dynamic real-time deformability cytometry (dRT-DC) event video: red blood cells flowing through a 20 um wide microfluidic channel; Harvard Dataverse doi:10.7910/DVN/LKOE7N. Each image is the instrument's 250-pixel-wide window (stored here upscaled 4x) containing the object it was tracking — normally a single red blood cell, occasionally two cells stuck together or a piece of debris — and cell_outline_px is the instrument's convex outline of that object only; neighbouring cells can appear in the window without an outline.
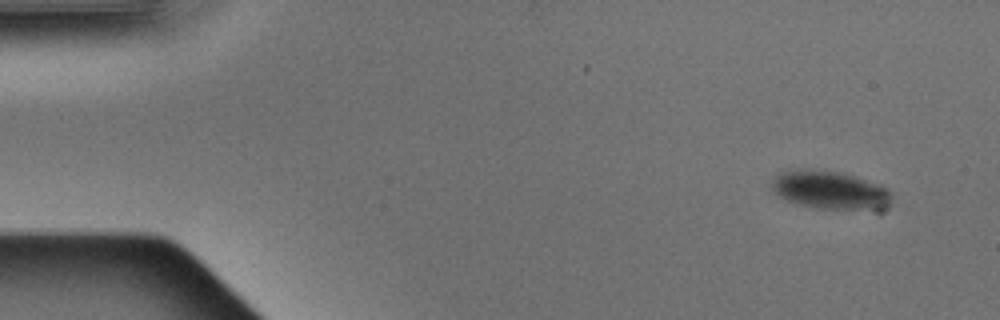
{"species": "Egyptian fruit bat (a non-hibernating species)", "species_latin": "Rousettus aegyptiacus", "temperature_condition": "warm", "stored_images_in_passage": 2, "camera_frame_rate_fps": 3000, "um_per_image_px": 0.085, "animal": {"sex": "male"}, "frame": {"image": 1, "passage_image": 1, "time_ms": 0.0, "image_size_px": [1000, 320], "cell_outline_px": [[896, 196], [888, 208], [880, 212], [876, 212], [816, 208], [800, 204], [788, 200], [780, 196], [772, 188], [772, 180], [780, 172], [840, 172], [880, 184], [888, 188]], "centroid_in_image_um": [70.79, 16.26], "position_along_channel_um": 14.2, "area_um2": 26.82}}